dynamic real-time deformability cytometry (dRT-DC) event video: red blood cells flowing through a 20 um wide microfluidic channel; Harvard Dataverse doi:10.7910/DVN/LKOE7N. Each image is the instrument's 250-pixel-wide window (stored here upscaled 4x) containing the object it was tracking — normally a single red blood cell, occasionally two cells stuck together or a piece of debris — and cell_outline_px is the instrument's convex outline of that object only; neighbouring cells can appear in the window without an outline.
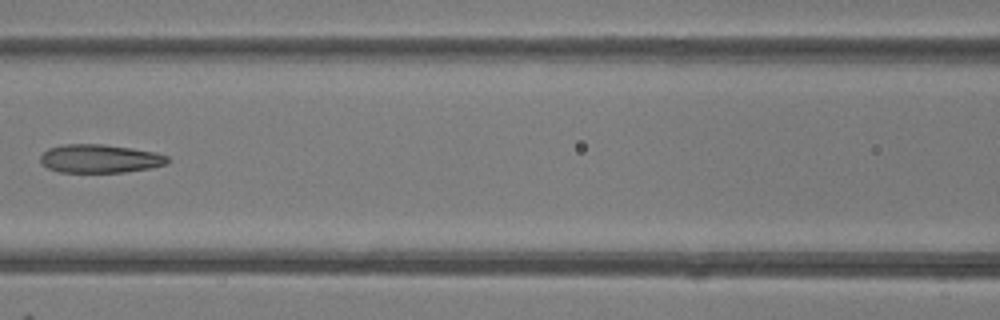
{"species": "common noctule bat (a hibernating species)", "species_latin": "Nyctalus noctula", "temperature_condition": "room temperature", "stored_images_in_passage": 4, "camera_frame_rate_fps": 3000, "um_per_image_px": 0.085, "animal": {"sex": "female"}, "frame": {"image": 1, "passage_image": 3, "time_ms": 2.333, "image_size_px": [1000, 320], "cell_outline_px": [[168, 164], [152, 168], [124, 172], [60, 172], [48, 168], [40, 164], [40, 156], [48, 148], [64, 144], [104, 144], [132, 148], [156, 152], [168, 156]], "centroid_in_image_um": [8.49, 13.48], "position_along_channel_um": 158.1, "area_um2": 21.27}}
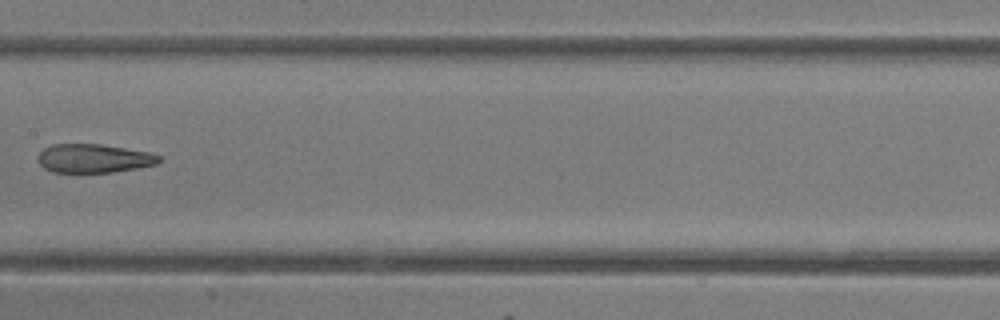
{"frame": {"image": 2, "passage_image": 4, "time_ms": 3.333, "image_size_px": [1000, 320], "cell_outline_px": [[160, 160], [156, 164], [136, 168], [112, 172], [52, 172], [44, 168], [36, 160], [36, 156], [44, 148], [52, 144], [100, 144], [148, 152], [160, 156]], "centroid_in_image_um": [7.91, 13.46], "position_along_channel_um": 199.5, "area_um2": 20.17}}